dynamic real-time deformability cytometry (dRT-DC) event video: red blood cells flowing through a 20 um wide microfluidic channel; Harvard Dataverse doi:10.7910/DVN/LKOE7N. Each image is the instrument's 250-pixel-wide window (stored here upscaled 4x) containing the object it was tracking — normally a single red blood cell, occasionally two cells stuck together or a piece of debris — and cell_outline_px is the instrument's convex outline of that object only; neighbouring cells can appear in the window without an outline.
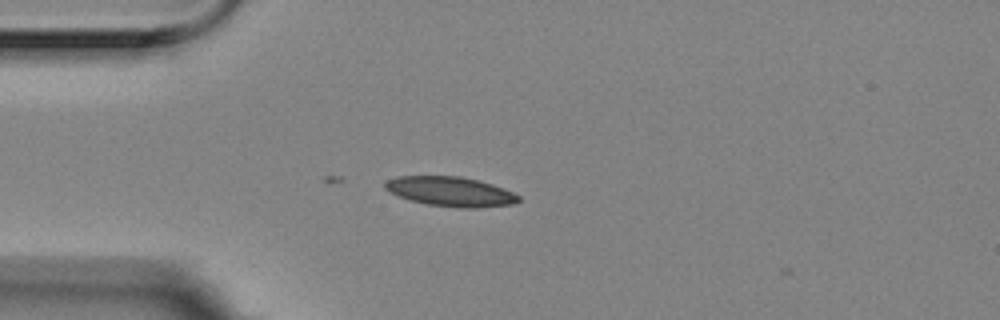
{"species": "Egyptian fruit bat (a non-hibernating species)", "species_latin": "Rousettus aegyptiacus", "temperature_condition": "room temperature", "stored_images_in_passage": 3, "camera_frame_rate_fps": 3000, "um_per_image_px": 0.085, "animal": {"sex": "female"}, "frame": {"image": 1, "passage_image": 1, "time_ms": 0.0, "image_size_px": [1000, 320], "cell_outline_px": [[520, 200], [512, 204], [476, 208], [460, 208], [428, 204], [396, 196], [388, 192], [384, 188], [384, 184], [388, 180], [396, 176], [460, 176], [492, 184], [504, 188], [520, 196]], "centroid_in_image_um": [38.27, 16.28], "position_along_channel_um": 46.7, "area_um2": 23.0}}